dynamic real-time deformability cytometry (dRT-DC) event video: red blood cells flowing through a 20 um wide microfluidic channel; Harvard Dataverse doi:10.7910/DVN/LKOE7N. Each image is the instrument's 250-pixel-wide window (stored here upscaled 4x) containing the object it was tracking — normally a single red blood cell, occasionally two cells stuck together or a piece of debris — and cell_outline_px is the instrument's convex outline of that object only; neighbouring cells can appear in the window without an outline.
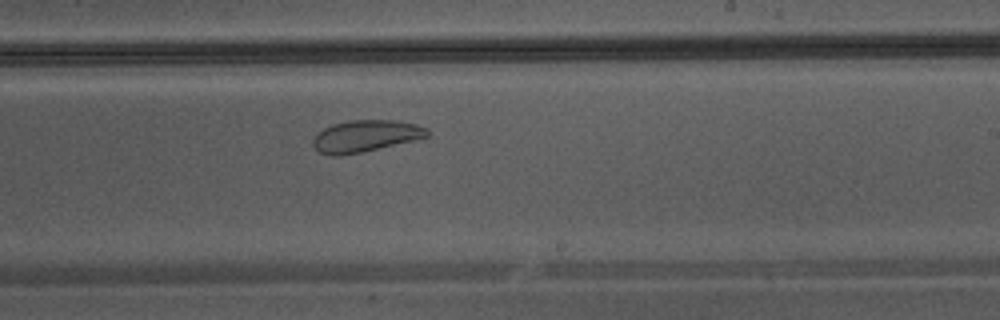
{"species": "Egyptian fruit bat (a non-hibernating species)", "species_latin": "Rousettus aegyptiacus", "temperature_condition": "warm", "stored_images_in_passage": 28, "camera_frame_rate_fps": 3000, "um_per_image_px": 0.085, "animal": {"sex": "male"}, "frame": {"image": 1, "passage_image": 19, "time_ms": 6.0, "image_size_px": [1000, 320], "cell_outline_px": [[432, 132], [428, 136], [416, 140], [360, 152], [340, 156], [332, 156], [320, 152], [312, 144], [312, 140], [316, 132], [332, 124], [348, 120], [396, 120], [416, 124], [428, 128]], "centroid_in_image_um": [31.08, 11.55], "position_along_channel_um": 257.9, "area_um2": 21.33}}